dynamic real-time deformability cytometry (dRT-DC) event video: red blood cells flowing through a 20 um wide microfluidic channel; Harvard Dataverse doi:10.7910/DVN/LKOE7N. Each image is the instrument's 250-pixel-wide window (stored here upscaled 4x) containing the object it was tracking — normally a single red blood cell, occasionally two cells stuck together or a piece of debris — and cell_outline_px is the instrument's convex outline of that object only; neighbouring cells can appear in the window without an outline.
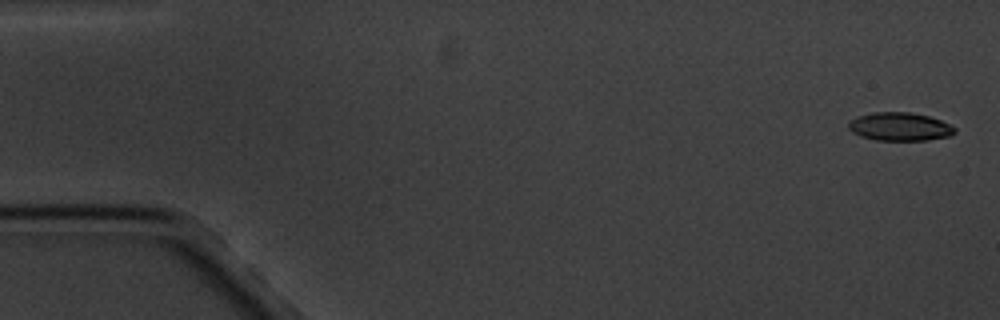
{"species": "common noctule bat (a hibernating species)", "species_latin": "Nyctalus noctula", "temperature_condition": "cold", "stored_images_in_passage": 7, "camera_frame_rate_fps": 3000, "um_per_image_px": 0.085, "animal": {"sex": "male", "body_mass_g": 20.1, "forearm_length_mm": 53.5}, "frame": {"image": 1, "passage_image": 1, "time_ms": 0.0, "image_size_px": [1000, 320], "cell_outline_px": [[956, 132], [948, 136], [928, 140], [876, 140], [860, 136], [852, 132], [848, 128], [848, 120], [872, 112], [912, 112], [928, 116], [940, 120], [956, 128]], "centroid_in_image_um": [76.46, 10.76], "position_along_channel_um": 8.5, "area_um2": 17.51}}
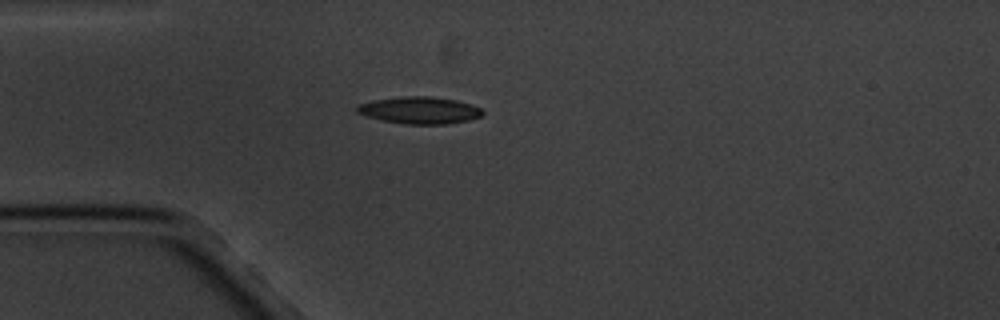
{"frame": {"image": 2, "passage_image": 5, "time_ms": 4.667, "image_size_px": [1000, 320], "cell_outline_px": [[484, 112], [480, 116], [468, 120], [448, 124], [404, 124], [384, 120], [368, 116], [356, 112], [356, 104], [372, 100], [400, 96], [432, 96], [456, 100], [480, 108]], "centroid_in_image_um": [35.63, 9.36], "position_along_channel_um": 49.4, "area_um2": 19.71}}
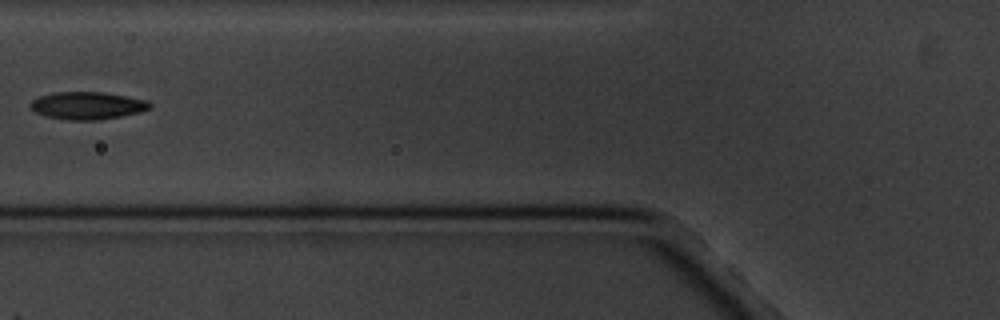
{"frame": {"image": 3, "passage_image": 7, "time_ms": 7.0, "image_size_px": [1000, 320], "cell_outline_px": [[152, 108], [140, 112], [120, 116], [96, 120], [68, 120], [44, 116], [36, 112], [28, 104], [32, 100], [40, 96], [52, 92], [104, 92], [148, 100], [152, 104]], "centroid_in_image_um": [7.43, 8.97], "position_along_channel_um": 118.4, "area_um2": 19.25}}